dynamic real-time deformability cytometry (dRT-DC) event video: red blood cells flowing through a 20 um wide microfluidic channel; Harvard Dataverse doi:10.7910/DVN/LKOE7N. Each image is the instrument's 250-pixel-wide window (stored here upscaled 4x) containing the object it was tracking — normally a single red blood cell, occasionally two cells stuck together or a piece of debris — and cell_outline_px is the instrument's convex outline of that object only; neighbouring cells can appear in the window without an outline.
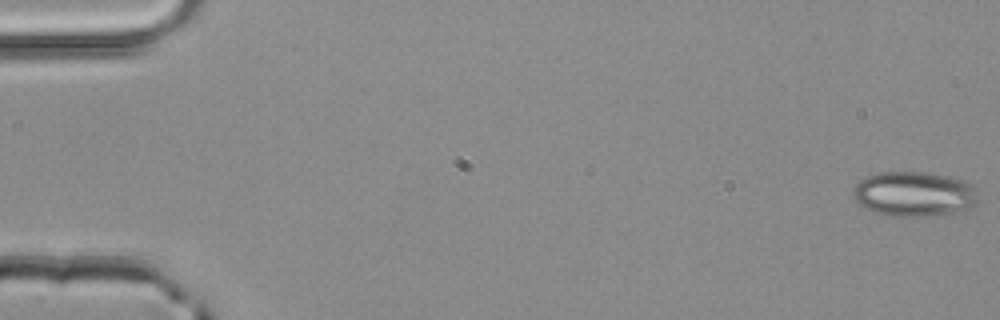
{"species": "common noctule bat (a hibernating species)", "species_latin": "Nyctalus noctula", "temperature_condition": "room temperature", "stored_images_in_passage": 5, "camera_frame_rate_fps": 3000, "um_per_image_px": 0.085, "animal": {"sex": "male", "body_mass_g": 20.4}, "frame": {"image": 1, "passage_image": 1, "time_ms": 0.0, "image_size_px": [1000, 320], "cell_outline_px": [[976, 204], [972, 208], [956, 212], [924, 216], [900, 216], [876, 212], [864, 208], [852, 196], [852, 192], [856, 184], [860, 180], [876, 172], [924, 172], [952, 176], [964, 180], [972, 184], [976, 188]], "centroid_in_image_um": [77.72, 16.47], "position_along_channel_um": 7.3, "area_um2": 32.77}}
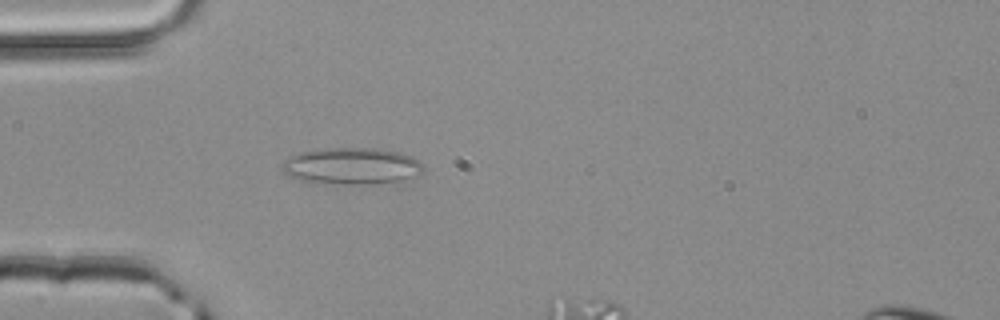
{"frame": {"image": 2, "passage_image": 4, "time_ms": 1.0, "image_size_px": [1000, 320], "cell_outline_px": [[424, 168], [412, 180], [400, 184], [344, 184], [300, 180], [288, 176], [280, 168], [280, 164], [288, 156], [300, 152], [328, 148], [372, 148], [400, 152], [412, 156], [420, 160]], "centroid_in_image_um": [29.96, 14.13], "position_along_channel_um": 55.0, "area_um2": 30.98}}